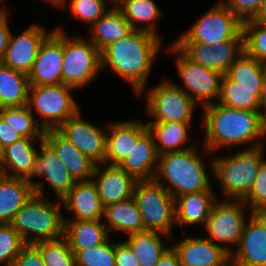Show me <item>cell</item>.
<instances>
[{
  "label": "cell",
  "instance_id": "1",
  "mask_svg": "<svg viewBox=\"0 0 266 266\" xmlns=\"http://www.w3.org/2000/svg\"><path fill=\"white\" fill-rule=\"evenodd\" d=\"M160 45L157 35L133 30L101 51V69L108 64L140 94Z\"/></svg>",
  "mask_w": 266,
  "mask_h": 266
},
{
  "label": "cell",
  "instance_id": "2",
  "mask_svg": "<svg viewBox=\"0 0 266 266\" xmlns=\"http://www.w3.org/2000/svg\"><path fill=\"white\" fill-rule=\"evenodd\" d=\"M207 151L241 145L266 135L262 111L235 109L212 103L204 107Z\"/></svg>",
  "mask_w": 266,
  "mask_h": 266
},
{
  "label": "cell",
  "instance_id": "3",
  "mask_svg": "<svg viewBox=\"0 0 266 266\" xmlns=\"http://www.w3.org/2000/svg\"><path fill=\"white\" fill-rule=\"evenodd\" d=\"M158 161L156 173H160V176L168 180L170 185L166 186L164 181L160 182L158 175L155 176L154 180L161 184L174 198L188 193L212 191L209 176L206 174L202 160L194 147L159 155Z\"/></svg>",
  "mask_w": 266,
  "mask_h": 266
},
{
  "label": "cell",
  "instance_id": "4",
  "mask_svg": "<svg viewBox=\"0 0 266 266\" xmlns=\"http://www.w3.org/2000/svg\"><path fill=\"white\" fill-rule=\"evenodd\" d=\"M60 212L59 205L34 193L16 213L11 225L25 244L56 240L64 236L65 218ZM28 234L34 237L29 238Z\"/></svg>",
  "mask_w": 266,
  "mask_h": 266
},
{
  "label": "cell",
  "instance_id": "5",
  "mask_svg": "<svg viewBox=\"0 0 266 266\" xmlns=\"http://www.w3.org/2000/svg\"><path fill=\"white\" fill-rule=\"evenodd\" d=\"M262 144L237 152L229 158H217L212 163L214 174L227 194V199H243L252 188L262 164ZM230 196V197H229Z\"/></svg>",
  "mask_w": 266,
  "mask_h": 266
},
{
  "label": "cell",
  "instance_id": "6",
  "mask_svg": "<svg viewBox=\"0 0 266 266\" xmlns=\"http://www.w3.org/2000/svg\"><path fill=\"white\" fill-rule=\"evenodd\" d=\"M133 198L135 199L145 230L161 232L172 238L171 228L175 222L174 197L155 180L137 181Z\"/></svg>",
  "mask_w": 266,
  "mask_h": 266
},
{
  "label": "cell",
  "instance_id": "7",
  "mask_svg": "<svg viewBox=\"0 0 266 266\" xmlns=\"http://www.w3.org/2000/svg\"><path fill=\"white\" fill-rule=\"evenodd\" d=\"M242 27L243 22L222 2L205 13L175 43H203L212 46L230 39H243Z\"/></svg>",
  "mask_w": 266,
  "mask_h": 266
},
{
  "label": "cell",
  "instance_id": "8",
  "mask_svg": "<svg viewBox=\"0 0 266 266\" xmlns=\"http://www.w3.org/2000/svg\"><path fill=\"white\" fill-rule=\"evenodd\" d=\"M71 89L74 87L63 83L29 87L27 106L32 110L34 105L36 111L44 118L40 128L45 131L56 130L79 111L75 100L71 97L69 91Z\"/></svg>",
  "mask_w": 266,
  "mask_h": 266
},
{
  "label": "cell",
  "instance_id": "9",
  "mask_svg": "<svg viewBox=\"0 0 266 266\" xmlns=\"http://www.w3.org/2000/svg\"><path fill=\"white\" fill-rule=\"evenodd\" d=\"M62 83L74 88L89 84L101 70V51L92 43L63 32Z\"/></svg>",
  "mask_w": 266,
  "mask_h": 266
},
{
  "label": "cell",
  "instance_id": "10",
  "mask_svg": "<svg viewBox=\"0 0 266 266\" xmlns=\"http://www.w3.org/2000/svg\"><path fill=\"white\" fill-rule=\"evenodd\" d=\"M195 101L182 88L168 81L148 92V112L154 122L191 123Z\"/></svg>",
  "mask_w": 266,
  "mask_h": 266
},
{
  "label": "cell",
  "instance_id": "11",
  "mask_svg": "<svg viewBox=\"0 0 266 266\" xmlns=\"http://www.w3.org/2000/svg\"><path fill=\"white\" fill-rule=\"evenodd\" d=\"M170 50L180 54L176 58V63L179 76L186 87V90H182L194 101H202L204 107L212 104V98L219 99L223 74L193 62L175 44L171 45ZM189 91L195 93V96L193 97Z\"/></svg>",
  "mask_w": 266,
  "mask_h": 266
},
{
  "label": "cell",
  "instance_id": "12",
  "mask_svg": "<svg viewBox=\"0 0 266 266\" xmlns=\"http://www.w3.org/2000/svg\"><path fill=\"white\" fill-rule=\"evenodd\" d=\"M216 202L213 204L205 227L209 232L210 241H218L219 246L224 248L229 254L232 251L222 243L239 244L245 226L243 208L246 205L242 199L237 201ZM221 242V243H220Z\"/></svg>",
  "mask_w": 266,
  "mask_h": 266
},
{
  "label": "cell",
  "instance_id": "13",
  "mask_svg": "<svg viewBox=\"0 0 266 266\" xmlns=\"http://www.w3.org/2000/svg\"><path fill=\"white\" fill-rule=\"evenodd\" d=\"M63 57V30L58 28L50 32L39 48L28 74L30 86L61 84Z\"/></svg>",
  "mask_w": 266,
  "mask_h": 266
},
{
  "label": "cell",
  "instance_id": "14",
  "mask_svg": "<svg viewBox=\"0 0 266 266\" xmlns=\"http://www.w3.org/2000/svg\"><path fill=\"white\" fill-rule=\"evenodd\" d=\"M41 143V152L34 159L30 174L25 180L33 185L34 193L43 196L42 184H35L31 181L33 175L46 176L49 184L57 193L60 200L70 191L76 181L65 167L64 163L58 157L53 147L43 139Z\"/></svg>",
  "mask_w": 266,
  "mask_h": 266
},
{
  "label": "cell",
  "instance_id": "15",
  "mask_svg": "<svg viewBox=\"0 0 266 266\" xmlns=\"http://www.w3.org/2000/svg\"><path fill=\"white\" fill-rule=\"evenodd\" d=\"M79 115L78 111L56 130L96 165L105 164L107 133Z\"/></svg>",
  "mask_w": 266,
  "mask_h": 266
},
{
  "label": "cell",
  "instance_id": "16",
  "mask_svg": "<svg viewBox=\"0 0 266 266\" xmlns=\"http://www.w3.org/2000/svg\"><path fill=\"white\" fill-rule=\"evenodd\" d=\"M231 266H266V213H252L245 223Z\"/></svg>",
  "mask_w": 266,
  "mask_h": 266
},
{
  "label": "cell",
  "instance_id": "17",
  "mask_svg": "<svg viewBox=\"0 0 266 266\" xmlns=\"http://www.w3.org/2000/svg\"><path fill=\"white\" fill-rule=\"evenodd\" d=\"M49 34H45L42 27L31 25L16 38L11 35L3 63L28 75L42 42Z\"/></svg>",
  "mask_w": 266,
  "mask_h": 266
},
{
  "label": "cell",
  "instance_id": "18",
  "mask_svg": "<svg viewBox=\"0 0 266 266\" xmlns=\"http://www.w3.org/2000/svg\"><path fill=\"white\" fill-rule=\"evenodd\" d=\"M173 247L181 266H231L230 254L207 238H185Z\"/></svg>",
  "mask_w": 266,
  "mask_h": 266
},
{
  "label": "cell",
  "instance_id": "19",
  "mask_svg": "<svg viewBox=\"0 0 266 266\" xmlns=\"http://www.w3.org/2000/svg\"><path fill=\"white\" fill-rule=\"evenodd\" d=\"M99 164L95 166L94 177L99 175L96 185L103 207L122 202L133 197L137 180L118 165H109L102 173ZM101 172V173H100Z\"/></svg>",
  "mask_w": 266,
  "mask_h": 266
},
{
  "label": "cell",
  "instance_id": "20",
  "mask_svg": "<svg viewBox=\"0 0 266 266\" xmlns=\"http://www.w3.org/2000/svg\"><path fill=\"white\" fill-rule=\"evenodd\" d=\"M61 202L69 210L68 212L75 213L76 217L74 216L71 221H101L104 214V207L92 178L87 181H77Z\"/></svg>",
  "mask_w": 266,
  "mask_h": 266
},
{
  "label": "cell",
  "instance_id": "21",
  "mask_svg": "<svg viewBox=\"0 0 266 266\" xmlns=\"http://www.w3.org/2000/svg\"><path fill=\"white\" fill-rule=\"evenodd\" d=\"M44 139L57 152L75 181H87L93 177L96 164L80 152L70 141L57 130H46Z\"/></svg>",
  "mask_w": 266,
  "mask_h": 266
},
{
  "label": "cell",
  "instance_id": "22",
  "mask_svg": "<svg viewBox=\"0 0 266 266\" xmlns=\"http://www.w3.org/2000/svg\"><path fill=\"white\" fill-rule=\"evenodd\" d=\"M110 135H106L105 163L119 165L131 152L138 139L148 130L147 124L126 121L110 126Z\"/></svg>",
  "mask_w": 266,
  "mask_h": 266
},
{
  "label": "cell",
  "instance_id": "23",
  "mask_svg": "<svg viewBox=\"0 0 266 266\" xmlns=\"http://www.w3.org/2000/svg\"><path fill=\"white\" fill-rule=\"evenodd\" d=\"M155 139L147 130L133 146L130 154L118 165L128 174L132 175L137 181L154 180L157 170H151L159 154L156 149Z\"/></svg>",
  "mask_w": 266,
  "mask_h": 266
},
{
  "label": "cell",
  "instance_id": "24",
  "mask_svg": "<svg viewBox=\"0 0 266 266\" xmlns=\"http://www.w3.org/2000/svg\"><path fill=\"white\" fill-rule=\"evenodd\" d=\"M34 194L25 179L0 174V224H11L16 213Z\"/></svg>",
  "mask_w": 266,
  "mask_h": 266
},
{
  "label": "cell",
  "instance_id": "25",
  "mask_svg": "<svg viewBox=\"0 0 266 266\" xmlns=\"http://www.w3.org/2000/svg\"><path fill=\"white\" fill-rule=\"evenodd\" d=\"M35 138L23 137L13 144L5 147L0 153V174L25 179L31 171L34 159L37 157L32 140ZM10 168L14 173L7 174Z\"/></svg>",
  "mask_w": 266,
  "mask_h": 266
},
{
  "label": "cell",
  "instance_id": "26",
  "mask_svg": "<svg viewBox=\"0 0 266 266\" xmlns=\"http://www.w3.org/2000/svg\"><path fill=\"white\" fill-rule=\"evenodd\" d=\"M214 201L212 191L188 193L174 198L175 223L183 226L200 222L205 225Z\"/></svg>",
  "mask_w": 266,
  "mask_h": 266
},
{
  "label": "cell",
  "instance_id": "27",
  "mask_svg": "<svg viewBox=\"0 0 266 266\" xmlns=\"http://www.w3.org/2000/svg\"><path fill=\"white\" fill-rule=\"evenodd\" d=\"M105 225L99 220L66 221L64 237L75 254L78 250L98 246L109 239Z\"/></svg>",
  "mask_w": 266,
  "mask_h": 266
},
{
  "label": "cell",
  "instance_id": "28",
  "mask_svg": "<svg viewBox=\"0 0 266 266\" xmlns=\"http://www.w3.org/2000/svg\"><path fill=\"white\" fill-rule=\"evenodd\" d=\"M93 25V36L91 42L102 51L110 43L117 41L130 34L133 29L125 19L122 11L115 6Z\"/></svg>",
  "mask_w": 266,
  "mask_h": 266
},
{
  "label": "cell",
  "instance_id": "29",
  "mask_svg": "<svg viewBox=\"0 0 266 266\" xmlns=\"http://www.w3.org/2000/svg\"><path fill=\"white\" fill-rule=\"evenodd\" d=\"M28 75L0 63V108L27 105Z\"/></svg>",
  "mask_w": 266,
  "mask_h": 266
},
{
  "label": "cell",
  "instance_id": "30",
  "mask_svg": "<svg viewBox=\"0 0 266 266\" xmlns=\"http://www.w3.org/2000/svg\"><path fill=\"white\" fill-rule=\"evenodd\" d=\"M103 216L110 224L107 227L108 232L115 229L127 232L129 235L145 231L141 213L133 197L105 207Z\"/></svg>",
  "mask_w": 266,
  "mask_h": 266
},
{
  "label": "cell",
  "instance_id": "31",
  "mask_svg": "<svg viewBox=\"0 0 266 266\" xmlns=\"http://www.w3.org/2000/svg\"><path fill=\"white\" fill-rule=\"evenodd\" d=\"M146 124L152 137L159 141L156 143V140H154L159 155L189 149V147L185 149L180 148L181 145L188 141V127H190V123L152 122ZM159 143L160 145H158Z\"/></svg>",
  "mask_w": 266,
  "mask_h": 266
},
{
  "label": "cell",
  "instance_id": "32",
  "mask_svg": "<svg viewBox=\"0 0 266 266\" xmlns=\"http://www.w3.org/2000/svg\"><path fill=\"white\" fill-rule=\"evenodd\" d=\"M261 93L262 88L241 87L224 74L221 80L219 104L229 108L260 111Z\"/></svg>",
  "mask_w": 266,
  "mask_h": 266
},
{
  "label": "cell",
  "instance_id": "33",
  "mask_svg": "<svg viewBox=\"0 0 266 266\" xmlns=\"http://www.w3.org/2000/svg\"><path fill=\"white\" fill-rule=\"evenodd\" d=\"M159 233L161 232L145 230L129 234L125 243L133 251L140 266H155L167 249L163 246Z\"/></svg>",
  "mask_w": 266,
  "mask_h": 266
},
{
  "label": "cell",
  "instance_id": "34",
  "mask_svg": "<svg viewBox=\"0 0 266 266\" xmlns=\"http://www.w3.org/2000/svg\"><path fill=\"white\" fill-rule=\"evenodd\" d=\"M116 6L122 11L133 30H143L158 36L153 22L161 16V12L153 0H121ZM136 22H148V26L143 29L138 28Z\"/></svg>",
  "mask_w": 266,
  "mask_h": 266
},
{
  "label": "cell",
  "instance_id": "35",
  "mask_svg": "<svg viewBox=\"0 0 266 266\" xmlns=\"http://www.w3.org/2000/svg\"><path fill=\"white\" fill-rule=\"evenodd\" d=\"M266 66L245 52L230 66L226 75L241 87L262 88Z\"/></svg>",
  "mask_w": 266,
  "mask_h": 266
},
{
  "label": "cell",
  "instance_id": "36",
  "mask_svg": "<svg viewBox=\"0 0 266 266\" xmlns=\"http://www.w3.org/2000/svg\"><path fill=\"white\" fill-rule=\"evenodd\" d=\"M32 110L27 105L0 108L1 118L22 137L44 139L42 128L39 130L37 120L34 119Z\"/></svg>",
  "mask_w": 266,
  "mask_h": 266
},
{
  "label": "cell",
  "instance_id": "37",
  "mask_svg": "<svg viewBox=\"0 0 266 266\" xmlns=\"http://www.w3.org/2000/svg\"><path fill=\"white\" fill-rule=\"evenodd\" d=\"M34 245L39 249L45 266H76L75 254L64 236L60 240L42 241Z\"/></svg>",
  "mask_w": 266,
  "mask_h": 266
},
{
  "label": "cell",
  "instance_id": "38",
  "mask_svg": "<svg viewBox=\"0 0 266 266\" xmlns=\"http://www.w3.org/2000/svg\"><path fill=\"white\" fill-rule=\"evenodd\" d=\"M244 52L266 66V24L243 22Z\"/></svg>",
  "mask_w": 266,
  "mask_h": 266
},
{
  "label": "cell",
  "instance_id": "39",
  "mask_svg": "<svg viewBox=\"0 0 266 266\" xmlns=\"http://www.w3.org/2000/svg\"><path fill=\"white\" fill-rule=\"evenodd\" d=\"M108 241L78 250L75 253L76 266H116L115 244Z\"/></svg>",
  "mask_w": 266,
  "mask_h": 266
},
{
  "label": "cell",
  "instance_id": "40",
  "mask_svg": "<svg viewBox=\"0 0 266 266\" xmlns=\"http://www.w3.org/2000/svg\"><path fill=\"white\" fill-rule=\"evenodd\" d=\"M212 49L213 70L224 75L230 66L243 54L244 39H230L223 43L213 44Z\"/></svg>",
  "mask_w": 266,
  "mask_h": 266
},
{
  "label": "cell",
  "instance_id": "41",
  "mask_svg": "<svg viewBox=\"0 0 266 266\" xmlns=\"http://www.w3.org/2000/svg\"><path fill=\"white\" fill-rule=\"evenodd\" d=\"M24 245V241L11 224H0V263L12 266Z\"/></svg>",
  "mask_w": 266,
  "mask_h": 266
},
{
  "label": "cell",
  "instance_id": "42",
  "mask_svg": "<svg viewBox=\"0 0 266 266\" xmlns=\"http://www.w3.org/2000/svg\"><path fill=\"white\" fill-rule=\"evenodd\" d=\"M242 201L251 204L252 213H266V160L262 162L252 188Z\"/></svg>",
  "mask_w": 266,
  "mask_h": 266
},
{
  "label": "cell",
  "instance_id": "43",
  "mask_svg": "<svg viewBox=\"0 0 266 266\" xmlns=\"http://www.w3.org/2000/svg\"><path fill=\"white\" fill-rule=\"evenodd\" d=\"M65 4V0H63ZM70 9L75 18L94 24L107 11L104 0H71Z\"/></svg>",
  "mask_w": 266,
  "mask_h": 266
},
{
  "label": "cell",
  "instance_id": "44",
  "mask_svg": "<svg viewBox=\"0 0 266 266\" xmlns=\"http://www.w3.org/2000/svg\"><path fill=\"white\" fill-rule=\"evenodd\" d=\"M189 59L213 69L212 46L203 43H174Z\"/></svg>",
  "mask_w": 266,
  "mask_h": 266
},
{
  "label": "cell",
  "instance_id": "45",
  "mask_svg": "<svg viewBox=\"0 0 266 266\" xmlns=\"http://www.w3.org/2000/svg\"><path fill=\"white\" fill-rule=\"evenodd\" d=\"M262 2L263 0H228L223 4L244 22L255 16Z\"/></svg>",
  "mask_w": 266,
  "mask_h": 266
},
{
  "label": "cell",
  "instance_id": "46",
  "mask_svg": "<svg viewBox=\"0 0 266 266\" xmlns=\"http://www.w3.org/2000/svg\"><path fill=\"white\" fill-rule=\"evenodd\" d=\"M12 266H45L39 249L34 244H25Z\"/></svg>",
  "mask_w": 266,
  "mask_h": 266
},
{
  "label": "cell",
  "instance_id": "47",
  "mask_svg": "<svg viewBox=\"0 0 266 266\" xmlns=\"http://www.w3.org/2000/svg\"><path fill=\"white\" fill-rule=\"evenodd\" d=\"M116 266H140L131 248L125 243L115 244Z\"/></svg>",
  "mask_w": 266,
  "mask_h": 266
},
{
  "label": "cell",
  "instance_id": "48",
  "mask_svg": "<svg viewBox=\"0 0 266 266\" xmlns=\"http://www.w3.org/2000/svg\"><path fill=\"white\" fill-rule=\"evenodd\" d=\"M23 138L17 131L12 129L0 116V153L1 151Z\"/></svg>",
  "mask_w": 266,
  "mask_h": 266
},
{
  "label": "cell",
  "instance_id": "49",
  "mask_svg": "<svg viewBox=\"0 0 266 266\" xmlns=\"http://www.w3.org/2000/svg\"><path fill=\"white\" fill-rule=\"evenodd\" d=\"M6 15V12L3 9H0V63L3 62L11 36Z\"/></svg>",
  "mask_w": 266,
  "mask_h": 266
},
{
  "label": "cell",
  "instance_id": "50",
  "mask_svg": "<svg viewBox=\"0 0 266 266\" xmlns=\"http://www.w3.org/2000/svg\"><path fill=\"white\" fill-rule=\"evenodd\" d=\"M155 266H181L178 253L174 247L167 248Z\"/></svg>",
  "mask_w": 266,
  "mask_h": 266
},
{
  "label": "cell",
  "instance_id": "51",
  "mask_svg": "<svg viewBox=\"0 0 266 266\" xmlns=\"http://www.w3.org/2000/svg\"><path fill=\"white\" fill-rule=\"evenodd\" d=\"M251 20L256 23L266 24V0H263L258 12Z\"/></svg>",
  "mask_w": 266,
  "mask_h": 266
},
{
  "label": "cell",
  "instance_id": "52",
  "mask_svg": "<svg viewBox=\"0 0 266 266\" xmlns=\"http://www.w3.org/2000/svg\"><path fill=\"white\" fill-rule=\"evenodd\" d=\"M260 104L262 107H264L266 109V70L264 72V77H263V85H262V93L260 96ZM261 114H262L263 121L266 125V111H265V113L261 112Z\"/></svg>",
  "mask_w": 266,
  "mask_h": 266
},
{
  "label": "cell",
  "instance_id": "53",
  "mask_svg": "<svg viewBox=\"0 0 266 266\" xmlns=\"http://www.w3.org/2000/svg\"><path fill=\"white\" fill-rule=\"evenodd\" d=\"M51 3H53L54 5H63V0H47Z\"/></svg>",
  "mask_w": 266,
  "mask_h": 266
},
{
  "label": "cell",
  "instance_id": "54",
  "mask_svg": "<svg viewBox=\"0 0 266 266\" xmlns=\"http://www.w3.org/2000/svg\"><path fill=\"white\" fill-rule=\"evenodd\" d=\"M112 1H115V3L118 4L121 0H112Z\"/></svg>",
  "mask_w": 266,
  "mask_h": 266
}]
</instances>
